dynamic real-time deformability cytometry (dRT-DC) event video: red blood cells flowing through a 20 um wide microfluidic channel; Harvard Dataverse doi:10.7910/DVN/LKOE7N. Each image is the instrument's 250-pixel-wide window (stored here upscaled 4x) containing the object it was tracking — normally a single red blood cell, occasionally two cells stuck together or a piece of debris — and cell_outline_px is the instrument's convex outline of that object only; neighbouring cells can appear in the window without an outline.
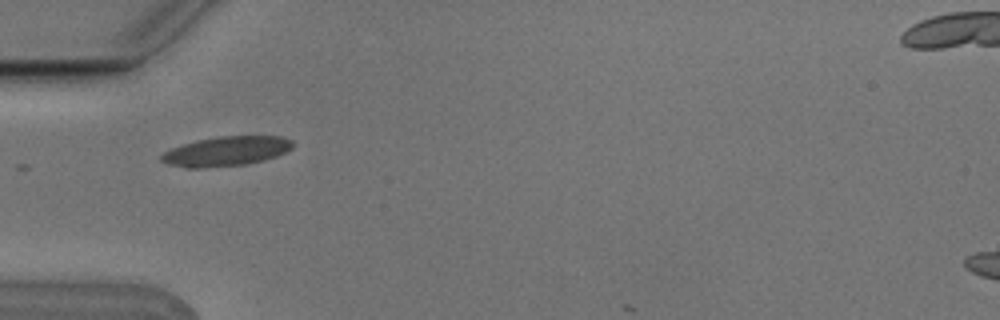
{"species": "Egyptian fruit bat (a non-hibernating species)", "species_latin": "Rousettus aegyptiacus", "temperature_condition": "cold", "stored_images_in_passage": 6, "camera_frame_rate_fps": 3000, "um_per_image_px": 0.085, "animal": {"sex": "male"}, "frame": {"image": 1, "passage_image": 6, "time_ms": 1.667, "image_size_px": [1000, 320], "cell_outline_px": [[296, 144], [292, 148], [276, 156], [264, 160], [244, 164], [200, 168], [184, 168], [168, 164], [160, 160], [160, 156], [164, 152], [172, 148], [196, 140], [220, 136], [280, 136], [292, 140]], "centroid_in_image_um": [19.23, 12.85], "position_along_channel_um": 65.8, "area_um2": 22.6}}